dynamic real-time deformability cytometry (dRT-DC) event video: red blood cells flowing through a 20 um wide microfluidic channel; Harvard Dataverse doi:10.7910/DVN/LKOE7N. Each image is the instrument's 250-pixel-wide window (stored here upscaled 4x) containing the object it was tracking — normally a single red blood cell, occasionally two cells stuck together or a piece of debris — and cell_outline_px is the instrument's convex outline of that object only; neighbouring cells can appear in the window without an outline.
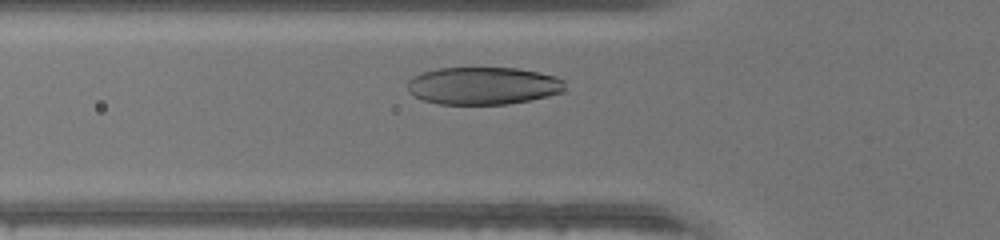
{"species": "human", "species_latin": "Homo sapiens", "temperature_condition": "warm", "stored_images_in_passage": 27, "camera_frame_rate_fps": 3000, "um_per_image_px": 0.085, "donor": {"sex": "male"}, "frame": {"image": 1, "passage_image": 6, "time_ms": 1.667, "image_size_px": [1000, 240], "cell_outline_px": [[564, 92], [532, 100], [508, 104], [436, 104], [424, 100], [408, 92], [408, 80], [412, 76], [436, 68], [520, 68], [540, 72], [556, 76], [564, 80]], "centroid_in_image_um": [41.09, 7.29], "position_along_channel_um": 84.7, "area_um2": 34.74}}
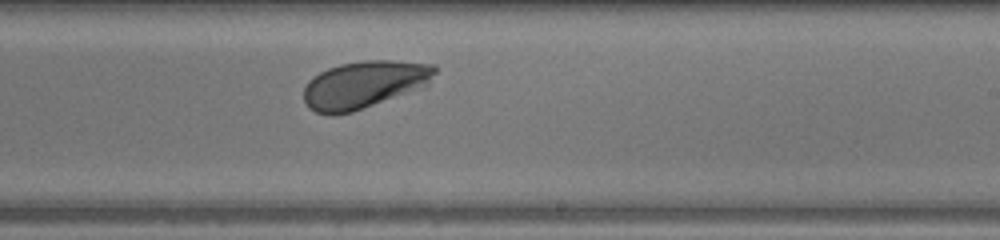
{"frame": {"image": 2, "passage_image": 18, "time_ms": 5.667, "image_size_px": [1000, 240], "cell_outline_px": [[436, 72], [428, 84], [424, 88], [352, 112], [336, 116], [332, 116], [316, 112], [308, 108], [304, 100], [304, 88], [308, 80], [312, 76], [328, 68], [340, 64], [364, 60], [392, 60], [436, 64]], "centroid_in_image_um": [30.96, 7.2], "position_along_channel_um": 258.0, "area_um2": 36.76}}
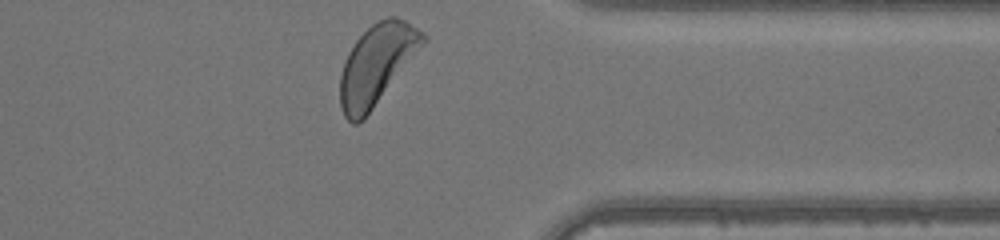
{"frame": {"image": 3, "passage_image": 27, "time_ms": 8.667, "image_size_px": [1000, 240], "cell_outline_px": [[428, 40], [364, 120], [356, 124], [352, 124], [344, 116], [340, 108], [340, 76], [348, 52], [356, 40], [372, 24], [388, 16], [396, 16], [404, 20], [428, 36]], "centroid_in_image_um": [32.03, 5.51], "position_along_channel_um": 379.4, "area_um2": 38.61}}